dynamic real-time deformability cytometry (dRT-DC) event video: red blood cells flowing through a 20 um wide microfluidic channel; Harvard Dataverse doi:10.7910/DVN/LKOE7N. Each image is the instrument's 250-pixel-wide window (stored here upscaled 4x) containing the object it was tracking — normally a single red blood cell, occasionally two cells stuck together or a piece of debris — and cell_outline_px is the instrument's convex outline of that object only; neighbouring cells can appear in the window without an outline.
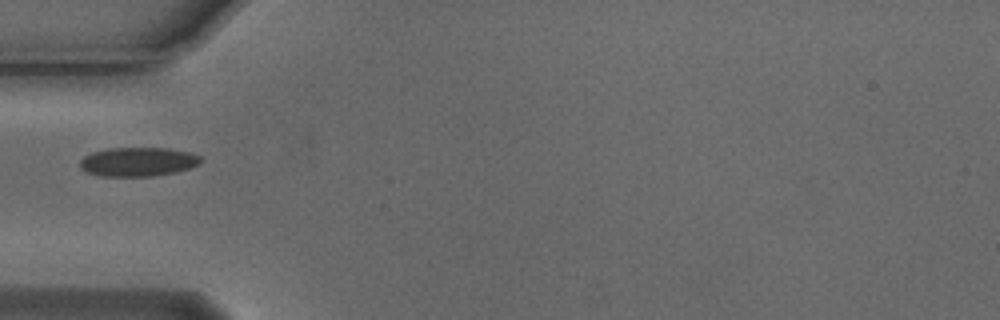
{"species": "Egyptian fruit bat (a non-hibernating species)", "species_latin": "Rousettus aegyptiacus", "temperature_condition": "cold", "stored_images_in_passage": 38, "camera_frame_rate_fps": 3000, "um_per_image_px": 0.085, "animal": {"sex": "male"}, "frame": {"image": 1, "passage_image": 1, "time_ms": 0.0, "image_size_px": [1000, 320], "cell_outline_px": [[200, 164], [176, 172], [152, 176], [104, 176], [88, 172], [80, 168], [80, 160], [84, 156], [92, 152], [108, 148], [168, 148], [192, 152], [200, 156]], "centroid_in_image_um": [11.74, 13.74], "position_along_channel_um": 73.3, "area_um2": 20.4}}
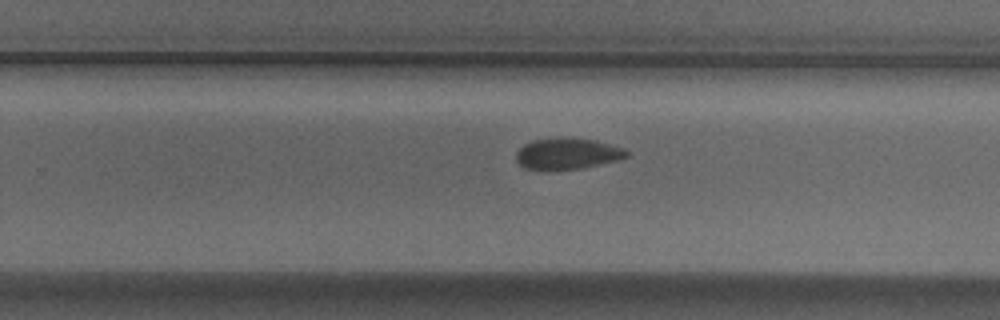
{"frame": {"image": 2, "passage_image": 18, "time_ms": 5.667, "image_size_px": [1000, 320], "cell_outline_px": [[628, 156], [616, 160], [584, 168], [548, 172], [524, 168], [516, 160], [516, 152], [524, 144], [532, 140], [596, 140], [624, 148], [628, 152]], "centroid_in_image_um": [48.19, 13.13], "position_along_channel_um": 281.6, "area_um2": 19.83}}
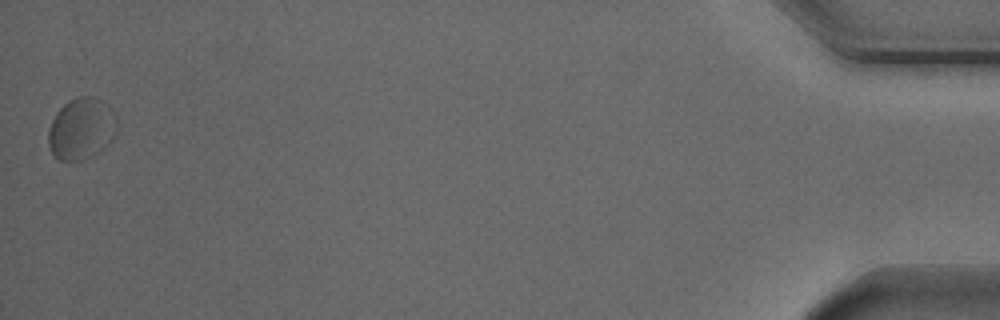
{"frame": {"image": 3, "passage_image": 38, "time_ms": 12.333, "image_size_px": [1000, 320], "cell_outline_px": [[116, 132], [112, 140], [100, 152], [92, 156], [80, 160], [60, 160], [52, 152], [48, 144], [48, 128], [56, 112], [68, 100], [76, 96], [92, 96], [104, 100], [112, 108], [116, 116]], "centroid_in_image_um": [6.94, 10.91], "position_along_channel_um": 428.3, "area_um2": 24.97}}